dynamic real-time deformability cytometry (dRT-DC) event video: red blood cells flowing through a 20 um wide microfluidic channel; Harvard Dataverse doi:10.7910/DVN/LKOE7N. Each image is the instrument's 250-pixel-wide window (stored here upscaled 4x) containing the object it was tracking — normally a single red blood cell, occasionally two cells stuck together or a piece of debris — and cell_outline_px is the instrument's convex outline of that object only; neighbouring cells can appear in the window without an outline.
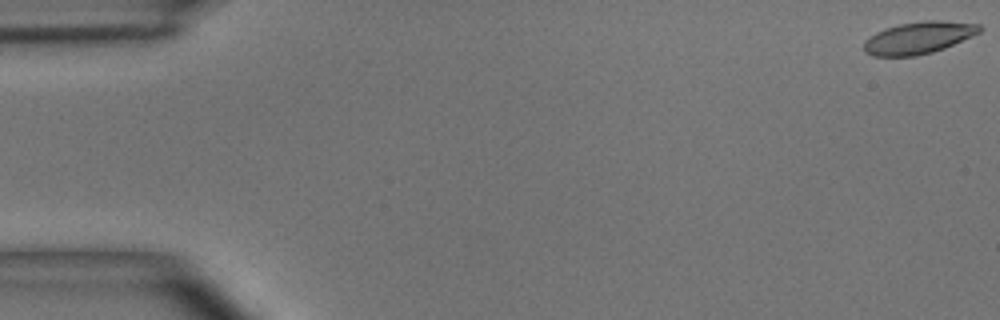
{"species": "common noctule bat (a hibernating species)", "species_latin": "Nyctalus noctula", "temperature_condition": "room temperature", "stored_images_in_passage": 4, "camera_frame_rate_fps": 3000, "um_per_image_px": 0.085, "animal": {"sex": "male", "body_mass_g": 15.6}, "frame": {"image": 1, "passage_image": 4, "time_ms": 4.333, "image_size_px": [1000, 320], "cell_outline_px": [[984, 28], [980, 32], [972, 36], [944, 48], [932, 52], [916, 56], [872, 56], [864, 52], [864, 40], [876, 32], [884, 28], [900, 24], [924, 20], [936, 20], [980, 24]], "centroid_in_image_um": [78.07, 3.21], "position_along_channel_um": 6.9, "area_um2": 21.68}}